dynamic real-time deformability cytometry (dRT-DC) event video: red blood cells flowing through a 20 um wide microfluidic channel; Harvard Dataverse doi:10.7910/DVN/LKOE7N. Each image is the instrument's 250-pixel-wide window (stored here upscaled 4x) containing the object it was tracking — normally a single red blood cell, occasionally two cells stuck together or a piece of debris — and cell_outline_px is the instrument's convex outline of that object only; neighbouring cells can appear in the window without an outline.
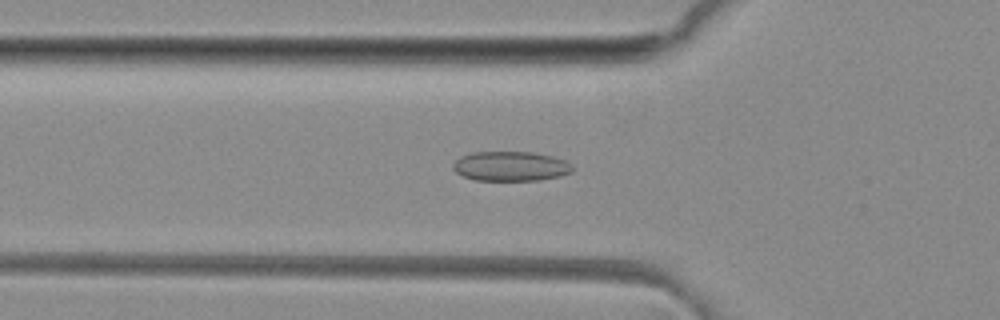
{"species": "common noctule bat (a hibernating species)", "species_latin": "Nyctalus noctula", "temperature_condition": "room temperature", "stored_images_in_passage": 50, "camera_frame_rate_fps": 3000, "um_per_image_px": 0.085, "animal": {"sex": "female", "body_mass_g": 29.2, "forearm_length_mm": 56.3}, "frame": {"image": 1, "passage_image": 17, "time_ms": 5.333, "image_size_px": [1000, 320], "cell_outline_px": [[572, 172], [560, 176], [540, 180], [476, 180], [464, 176], [456, 172], [452, 168], [452, 164], [460, 156], [472, 152], [532, 152], [552, 156], [564, 160], [572, 164]], "centroid_in_image_um": [43.4, 14.12], "position_along_channel_um": 82.4, "area_um2": 20.63}}
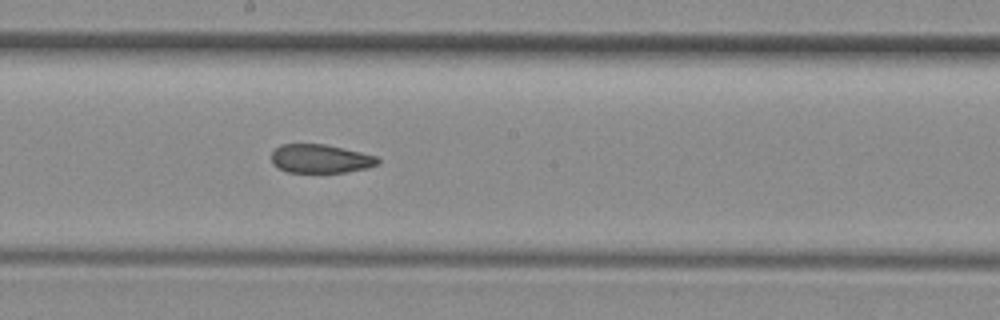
{"frame": {"image": 2, "passage_image": 27, "time_ms": 8.667, "image_size_px": [1000, 320], "cell_outline_px": [[380, 160], [376, 164], [368, 168], [344, 172], [288, 172], [280, 168], [272, 160], [272, 152], [280, 144], [324, 144], [344, 148], [376, 156]], "centroid_in_image_um": [27.25, 13.48], "position_along_channel_um": 221.0, "area_um2": 17.51}}
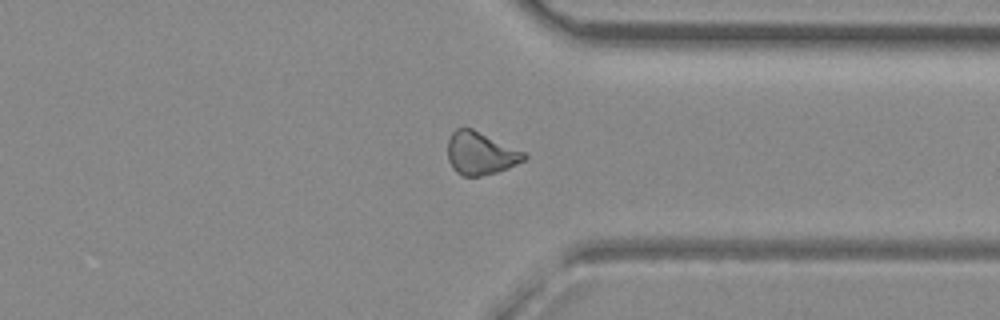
{"frame": {"image": 3, "passage_image": 38, "time_ms": 12.333, "image_size_px": [1000, 320], "cell_outline_px": [[528, 156], [524, 160], [508, 168], [496, 172], [480, 176], [464, 176], [456, 172], [452, 168], [448, 160], [448, 140], [452, 132], [456, 128], [472, 128], [524, 152]], "centroid_in_image_um": [40.82, 13.03], "position_along_channel_um": 370.6, "area_um2": 18.9}, "authors_computed_cell_mechanics": {"area_um2": 19.5364, "velocity_mm_per_s": 4.1453, "shape_relaxation_time_tau1_ms": null, "shape_relaxation_time_tau2_ms": 2.516, "deformation_change_tau1": null, "deformation_change_tau2": 0.0885}}